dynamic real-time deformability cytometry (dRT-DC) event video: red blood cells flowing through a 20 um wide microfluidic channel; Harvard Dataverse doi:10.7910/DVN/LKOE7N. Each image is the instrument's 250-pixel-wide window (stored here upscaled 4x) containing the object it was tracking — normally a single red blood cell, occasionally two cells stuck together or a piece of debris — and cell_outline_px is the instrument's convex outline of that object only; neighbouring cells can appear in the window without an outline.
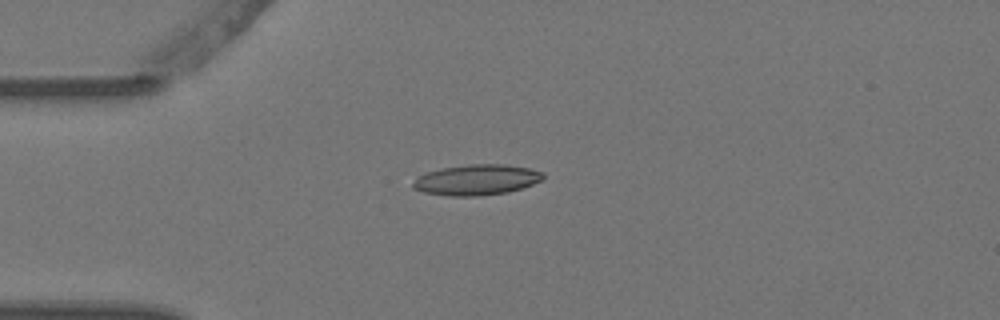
{"species": "Egyptian fruit bat (a non-hibernating species)", "species_latin": "Rousettus aegyptiacus", "temperature_condition": "warm", "stored_images_in_passage": 3, "camera_frame_rate_fps": 3000, "um_per_image_px": 0.085, "animal": {"sex": "female"}, "frame": {"image": 1, "passage_image": 1, "time_ms": 0.0, "image_size_px": [1000, 320], "cell_outline_px": [[544, 176], [540, 180], [532, 184], [508, 192], [476, 196], [448, 196], [424, 192], [412, 188], [412, 184], [416, 176], [428, 172], [444, 168], [468, 164], [504, 164], [528, 168], [544, 172]], "centroid_in_image_um": [40.48, 15.28], "position_along_channel_um": 44.5, "area_um2": 23.06}}
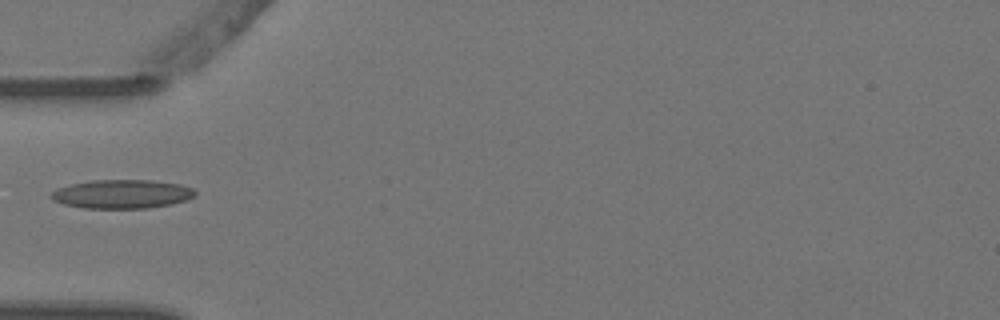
{"frame": {"image": 2, "passage_image": 2, "time_ms": 0.333, "image_size_px": [1000, 320], "cell_outline_px": [[196, 196], [188, 200], [148, 208], [84, 208], [64, 204], [52, 200], [48, 196], [52, 192], [68, 184], [92, 180], [152, 180], [180, 184], [192, 188], [196, 192]], "centroid_in_image_um": [10.36, 16.49], "position_along_channel_um": 74.6, "area_um2": 24.22}}
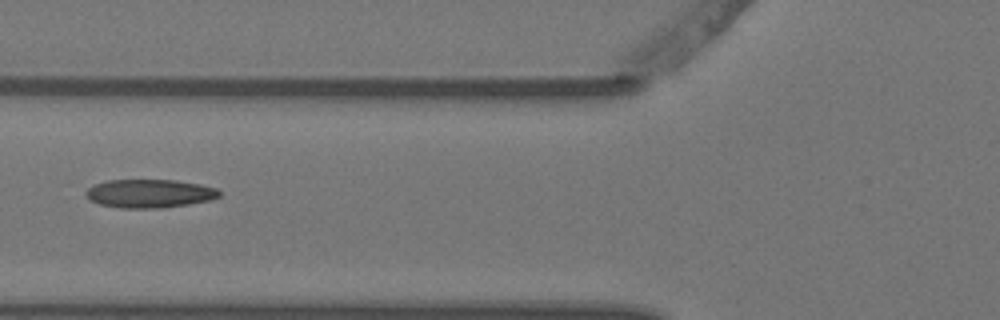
{"frame": {"image": 3, "passage_image": 3, "time_ms": 0.667, "image_size_px": [1000, 320], "cell_outline_px": [[220, 196], [212, 200], [188, 204], [160, 208], [120, 208], [100, 204], [88, 200], [84, 192], [88, 188], [96, 184], [108, 180], [176, 180], [200, 184], [216, 188], [220, 192]], "centroid_in_image_um": [12.71, 16.45], "position_along_channel_um": 113.1, "area_um2": 22.2}}